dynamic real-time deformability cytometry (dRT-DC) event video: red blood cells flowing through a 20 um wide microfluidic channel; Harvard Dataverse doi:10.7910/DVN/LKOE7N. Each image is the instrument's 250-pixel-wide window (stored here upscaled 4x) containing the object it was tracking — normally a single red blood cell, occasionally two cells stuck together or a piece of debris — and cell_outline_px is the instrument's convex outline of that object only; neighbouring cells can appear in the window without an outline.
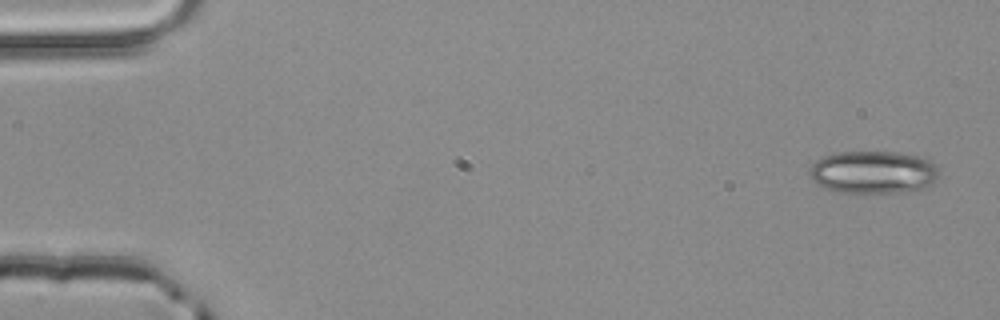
{"species": "common noctule bat (a hibernating species)", "species_latin": "Nyctalus noctula", "temperature_condition": "room temperature", "stored_images_in_passage": 3, "camera_frame_rate_fps": 3000, "um_per_image_px": 0.085, "animal": {"sex": "male", "body_mass_g": 20.4}, "frame": {"image": 1, "passage_image": 1, "time_ms": 0.0, "image_size_px": [1000, 320], "cell_outline_px": [[940, 172], [936, 180], [932, 184], [920, 188], [904, 192], [836, 192], [824, 188], [816, 184], [812, 180], [808, 172], [808, 168], [816, 160], [824, 156], [840, 152], [896, 152], [924, 156], [932, 160], [936, 164]], "centroid_in_image_um": [74.24, 14.62], "position_along_channel_um": 10.8, "area_um2": 32.6}}